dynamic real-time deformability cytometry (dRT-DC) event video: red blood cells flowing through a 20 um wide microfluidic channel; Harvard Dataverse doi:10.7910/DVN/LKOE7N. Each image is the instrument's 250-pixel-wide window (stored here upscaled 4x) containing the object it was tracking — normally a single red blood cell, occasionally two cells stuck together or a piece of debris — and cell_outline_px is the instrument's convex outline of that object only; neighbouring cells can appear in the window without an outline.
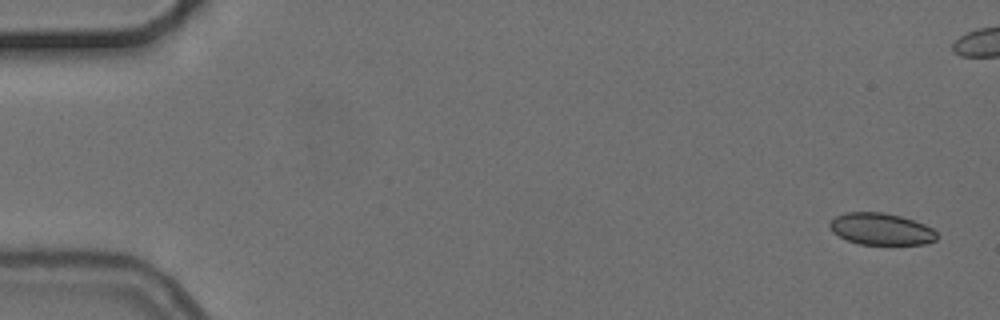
{"species": "common noctule bat (a hibernating species)", "species_latin": "Nyctalus noctula", "temperature_condition": "cold", "stored_images_in_passage": 6, "camera_frame_rate_fps": 3000, "um_per_image_px": 0.085, "animal": {"sex": "female", "body_mass_g": 24.6, "forearm_length_mm": 56.2}, "frame": {"image": 1, "passage_image": 1, "time_ms": 0.0, "image_size_px": [1000, 320], "cell_outline_px": [[936, 240], [924, 244], [860, 244], [848, 240], [832, 232], [828, 224], [836, 216], [844, 212], [884, 212], [900, 216], [924, 224], [932, 228], [936, 232]], "centroid_in_image_um": [74.87, 19.46], "position_along_channel_um": 10.1, "area_um2": 19.71}}
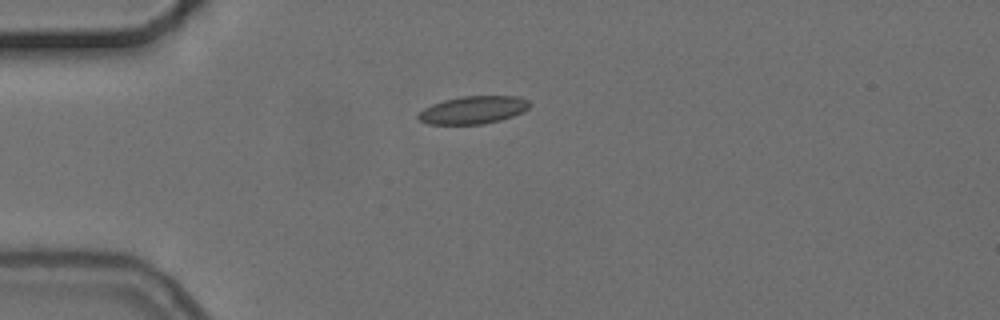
{"frame": {"image": 2, "passage_image": 6, "time_ms": 6.0, "image_size_px": [1000, 320], "cell_outline_px": [[532, 104], [524, 112], [500, 120], [480, 124], [428, 124], [420, 120], [416, 116], [424, 108], [432, 104], [444, 100], [464, 96], [520, 96], [528, 100]], "centroid_in_image_um": [40.25, 9.34], "position_along_channel_um": 44.8, "area_um2": 17.98}}